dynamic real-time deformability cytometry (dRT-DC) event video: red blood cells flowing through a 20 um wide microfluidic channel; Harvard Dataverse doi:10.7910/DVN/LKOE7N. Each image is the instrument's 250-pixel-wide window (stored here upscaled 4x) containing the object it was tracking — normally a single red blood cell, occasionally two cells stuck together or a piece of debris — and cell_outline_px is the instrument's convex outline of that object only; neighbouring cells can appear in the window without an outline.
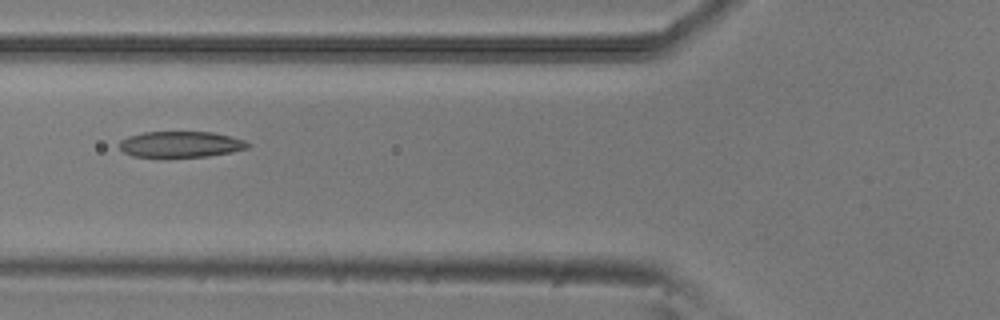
{"species": "common noctule bat (a hibernating species)", "species_latin": "Nyctalus noctula", "temperature_condition": "room temperature", "stored_images_in_passage": 8, "camera_frame_rate_fps": 3000, "um_per_image_px": 0.085, "animal": {"sex": "male", "body_mass_g": 20.5, "forearm_length_mm": 52.5}, "frame": {"image": 1, "passage_image": 5, "time_ms": 1.333, "image_size_px": [1000, 320], "cell_outline_px": [[252, 144], [248, 148], [232, 152], [208, 156], [132, 156], [124, 152], [120, 148], [120, 140], [128, 136], [144, 132], [212, 132], [244, 140]], "centroid_in_image_um": [15.38, 12.26], "position_along_channel_um": 110.4, "area_um2": 19.19}}
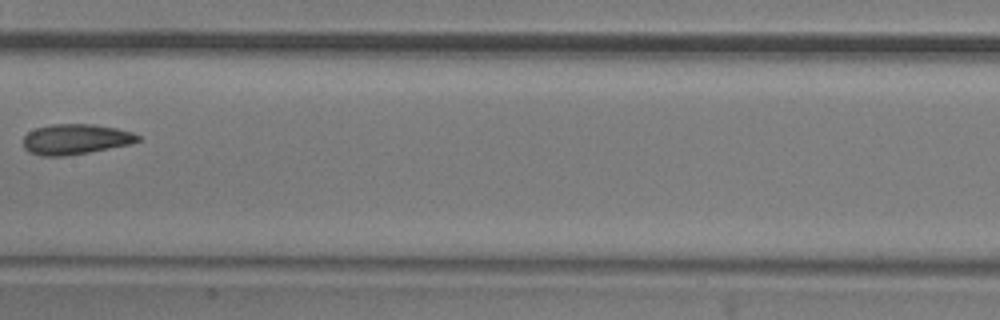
{"frame": {"image": 2, "passage_image": 7, "time_ms": 2.0, "image_size_px": [1000, 320], "cell_outline_px": [[140, 140], [132, 144], [88, 152], [64, 156], [40, 156], [28, 152], [24, 148], [24, 136], [28, 132], [36, 128], [52, 124], [92, 124], [116, 128], [132, 132], [140, 136]], "centroid_in_image_um": [6.42, 11.84], "position_along_channel_um": 201.0, "area_um2": 20.29}}
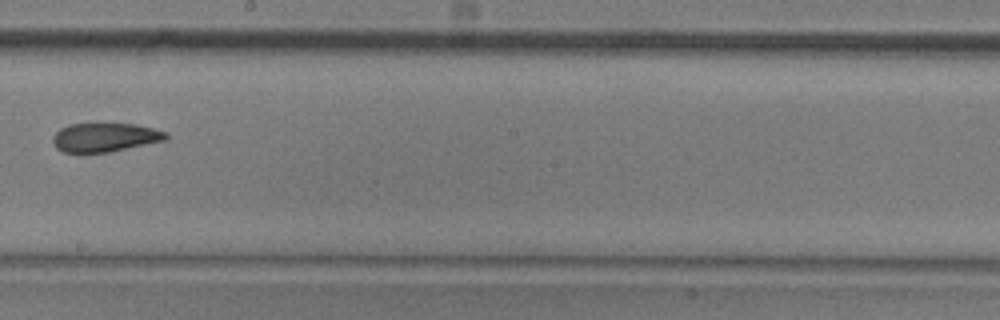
{"frame": {"image": 3, "passage_image": 8, "time_ms": 2.333, "image_size_px": [1000, 320], "cell_outline_px": [[168, 140], [108, 152], [64, 152], [56, 148], [52, 140], [52, 136], [60, 128], [68, 124], [136, 124], [168, 132]], "centroid_in_image_um": [8.93, 11.67], "position_along_channel_um": 239.3, "area_um2": 19.02}}